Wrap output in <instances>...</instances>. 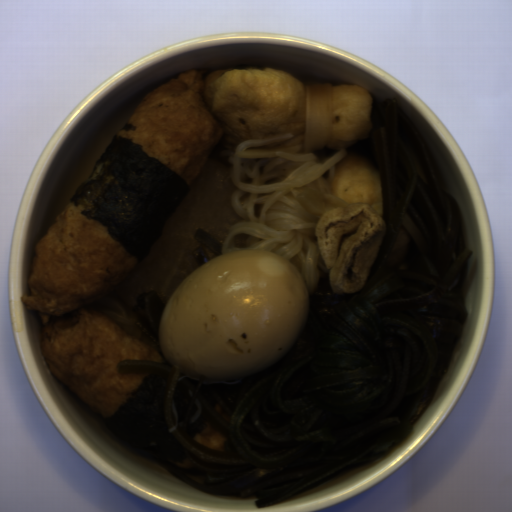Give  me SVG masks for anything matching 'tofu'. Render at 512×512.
<instances>
[{"instance_id":"1","label":"tofu","mask_w":512,"mask_h":512,"mask_svg":"<svg viewBox=\"0 0 512 512\" xmlns=\"http://www.w3.org/2000/svg\"><path fill=\"white\" fill-rule=\"evenodd\" d=\"M386 228L384 202L347 203L322 214L314 233L333 293L364 288Z\"/></svg>"}]
</instances>
